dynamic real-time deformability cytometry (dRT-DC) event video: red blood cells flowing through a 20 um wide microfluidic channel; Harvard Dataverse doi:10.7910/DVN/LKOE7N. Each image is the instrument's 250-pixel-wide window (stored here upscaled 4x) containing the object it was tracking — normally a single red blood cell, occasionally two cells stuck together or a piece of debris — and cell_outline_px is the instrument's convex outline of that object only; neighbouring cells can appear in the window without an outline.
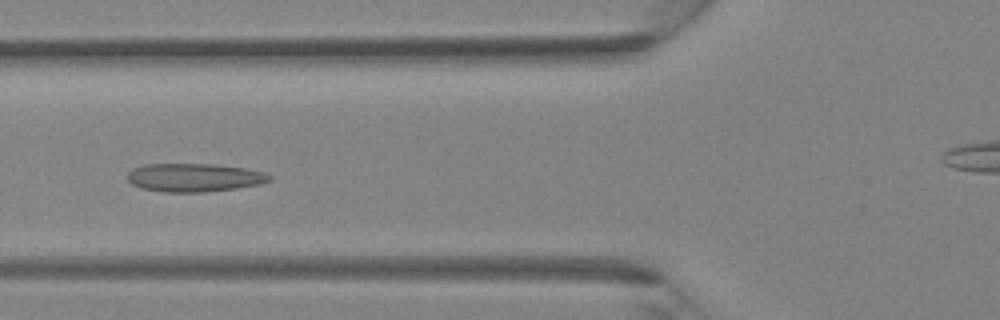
{"species": "Egyptian fruit bat (a non-hibernating species)", "species_latin": "Rousettus aegyptiacus", "temperature_condition": "room temperature", "stored_images_in_passage": 42, "camera_frame_rate_fps": 3000, "um_per_image_px": 0.085, "animal": {"sex": "female"}, "frame": {"image": 1, "passage_image": 16, "time_ms": 5.0, "image_size_px": [1000, 320], "cell_outline_px": [[272, 180], [260, 184], [236, 188], [204, 192], [164, 192], [140, 188], [132, 184], [128, 180], [128, 172], [132, 168], [144, 164], [216, 164], [244, 168], [264, 172], [272, 176]], "centroid_in_image_um": [16.5, 15.09], "position_along_channel_um": 109.3, "area_um2": 23.58}}
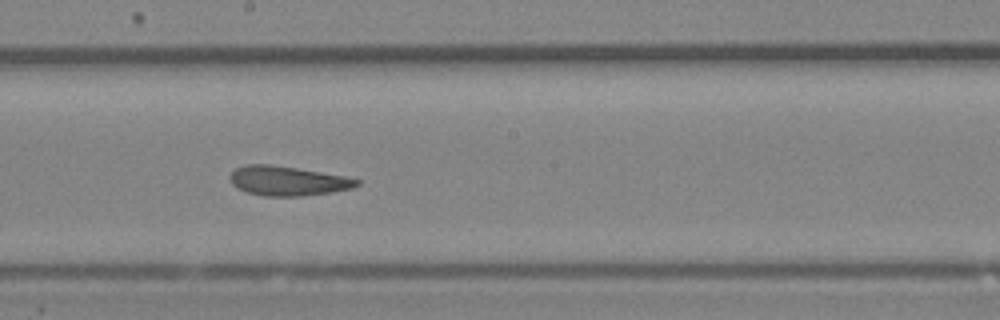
{"frame": {"image": 2, "passage_image": 23, "time_ms": 7.333, "image_size_px": [1000, 320], "cell_outline_px": [[360, 184], [352, 188], [332, 192], [300, 196], [264, 196], [248, 192], [236, 188], [232, 184], [228, 176], [236, 168], [244, 164], [272, 164], [344, 176], [360, 180]], "centroid_in_image_um": [24.41, 15.37], "position_along_channel_um": 223.8, "area_um2": 21.79}}
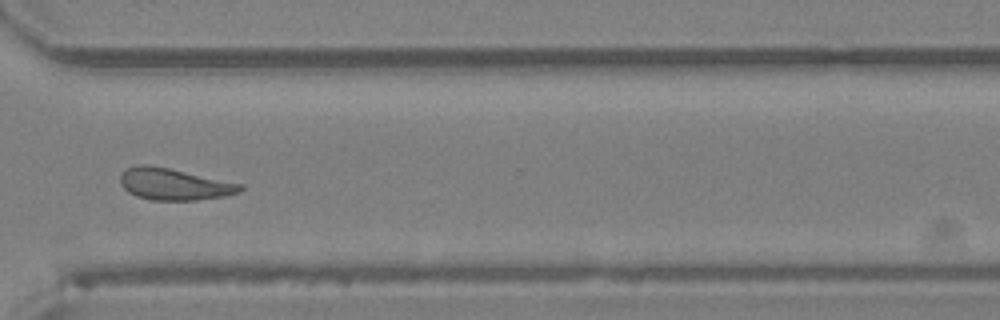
{"frame": {"image": 3, "passage_image": 31, "time_ms": 10.0, "image_size_px": [1000, 320], "cell_outline_px": [[244, 188], [240, 192], [224, 196], [196, 200], [152, 200], [136, 196], [128, 192], [120, 184], [120, 176], [124, 168], [136, 164], [148, 164], [168, 168], [244, 184]], "centroid_in_image_um": [14.77, 15.65], "position_along_channel_um": 355.8, "area_um2": 22.31}}